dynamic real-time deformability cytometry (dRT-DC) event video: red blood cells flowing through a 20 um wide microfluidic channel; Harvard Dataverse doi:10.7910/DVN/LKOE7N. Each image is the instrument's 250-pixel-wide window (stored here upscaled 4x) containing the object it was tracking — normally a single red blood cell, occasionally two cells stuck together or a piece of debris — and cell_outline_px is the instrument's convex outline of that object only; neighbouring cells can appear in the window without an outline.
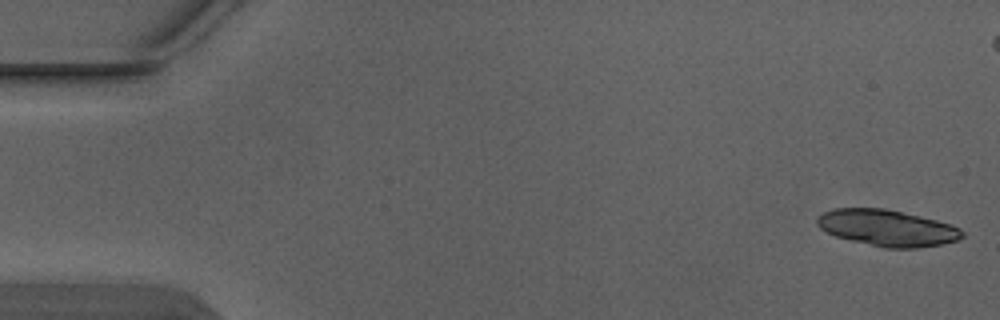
{"species": "Egyptian fruit bat (a non-hibernating species)", "species_latin": "Rousettus aegyptiacus", "temperature_condition": "warm", "stored_images_in_passage": 6, "camera_frame_rate_fps": 3000, "um_per_image_px": 0.085, "animal": {"sex": "male"}, "frame": {"image": 1, "passage_image": 1, "time_ms": 0.0, "image_size_px": [1000, 320], "cell_outline_px": [[964, 236], [960, 240], [944, 244], [916, 248], [884, 248], [836, 236], [820, 228], [816, 224], [816, 216], [832, 208], [884, 208], [936, 220], [952, 224], [960, 228], [964, 232]], "centroid_in_image_um": [75.44, 19.37], "position_along_channel_um": 9.6, "area_um2": 30.81}}
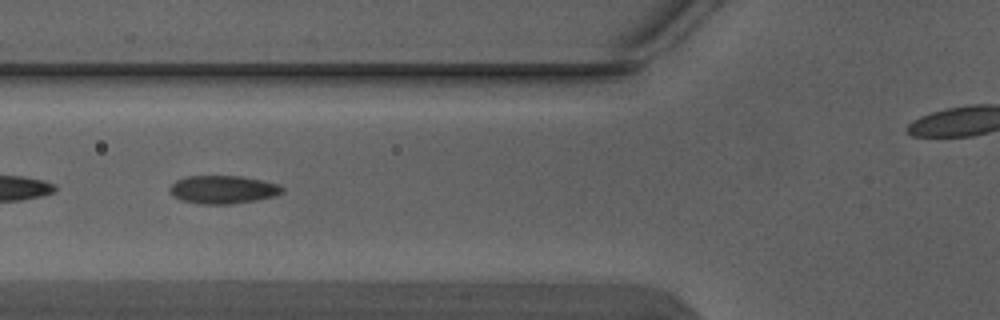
{"frame": {"image": 2, "passage_image": 6, "time_ms": 1.667, "image_size_px": [1000, 320], "cell_outline_px": [[284, 192], [276, 196], [256, 200], [232, 204], [204, 204], [180, 200], [168, 188], [176, 180], [188, 176], [240, 176], [280, 184], [284, 188]], "centroid_in_image_um": [19.0, 16.11], "position_along_channel_um": 106.8, "area_um2": 18.38}}